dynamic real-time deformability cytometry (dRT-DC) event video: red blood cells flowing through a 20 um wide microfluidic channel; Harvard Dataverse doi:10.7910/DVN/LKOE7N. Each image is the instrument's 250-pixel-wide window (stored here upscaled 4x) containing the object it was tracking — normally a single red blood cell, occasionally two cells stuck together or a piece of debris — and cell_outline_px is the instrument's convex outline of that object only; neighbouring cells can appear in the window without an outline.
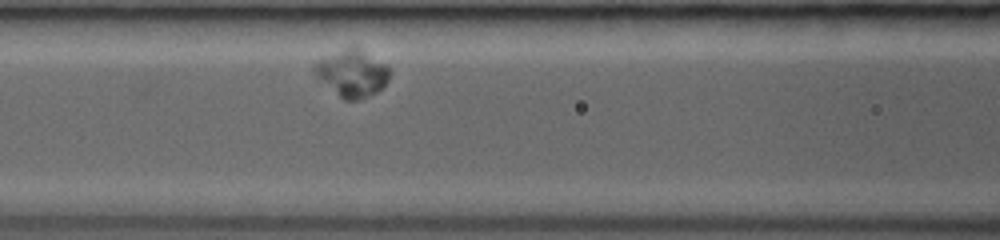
{"species": "common noctule bat (a hibernating species)", "species_latin": "Nyctalus noctula", "temperature_condition": "room temperature", "stored_images_in_passage": 3, "camera_frame_rate_fps": 3000, "um_per_image_px": 0.085, "animal": {"sex": "female", "body_mass_g": 19.0, "forearm_length_mm": 53.3}, "frame": {"image": 1, "passage_image": 3, "time_ms": 2.0, "image_size_px": [1000, 240], "cell_outline_px": [[392, 72], [388, 80], [376, 92], [356, 100], [344, 100], [316, 76], [312, 68], [320, 60], [348, 44], [356, 44], [384, 64]], "centroid_in_image_um": [29.94, 6.17], "position_along_channel_um": 136.7, "area_um2": 20.46}}